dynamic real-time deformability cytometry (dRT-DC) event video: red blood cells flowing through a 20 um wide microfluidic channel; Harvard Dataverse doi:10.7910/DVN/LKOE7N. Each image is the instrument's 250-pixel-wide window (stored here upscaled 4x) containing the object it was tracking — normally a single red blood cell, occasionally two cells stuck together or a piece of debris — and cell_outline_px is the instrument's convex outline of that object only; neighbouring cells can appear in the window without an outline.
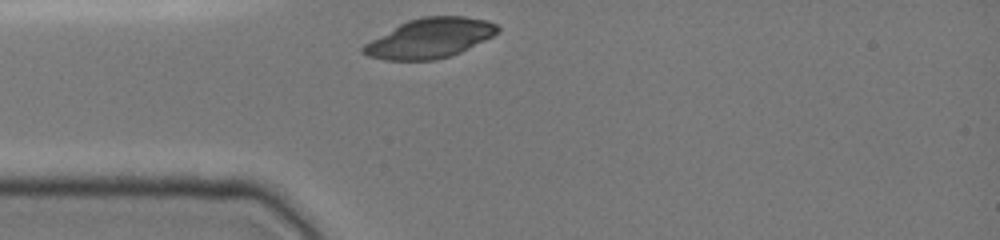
{"species": "common noctule bat (a hibernating species)", "species_latin": "Nyctalus noctula", "temperature_condition": "cold", "stored_images_in_passage": 28, "camera_frame_rate_fps": 3000, "um_per_image_px": 0.085, "animal": {"sex": "female", "body_mass_g": 19.0, "forearm_length_mm": 51.5}, "frame": {"image": 1, "passage_image": 1, "time_ms": 0.0, "image_size_px": [1000, 240], "cell_outline_px": [[500, 32], [460, 52], [436, 60], [384, 60], [368, 56], [360, 52], [360, 48], [364, 44], [400, 24], [408, 20], [420, 16], [464, 16], [488, 20], [496, 24], [500, 28]], "centroid_in_image_um": [36.53, 3.24], "position_along_channel_um": 48.5, "area_um2": 30.98}}
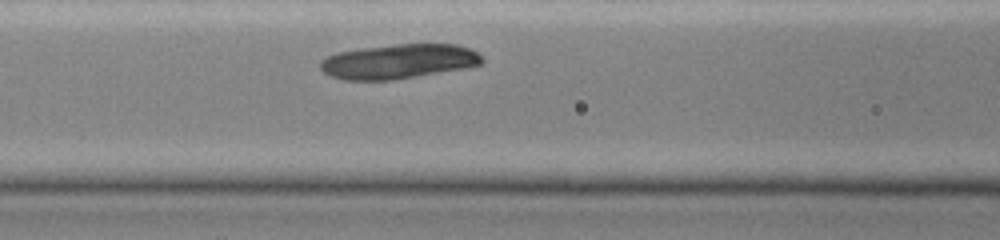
{"frame": {"image": 2, "passage_image": 8, "time_ms": 2.333, "image_size_px": [1000, 240], "cell_outline_px": [[484, 60], [480, 64], [464, 68], [392, 80], [344, 80], [332, 76], [324, 72], [320, 68], [320, 60], [336, 52], [360, 48], [396, 44], [456, 44], [472, 48]], "centroid_in_image_um": [33.86, 5.21], "position_along_channel_um": 132.7, "area_um2": 32.54}}
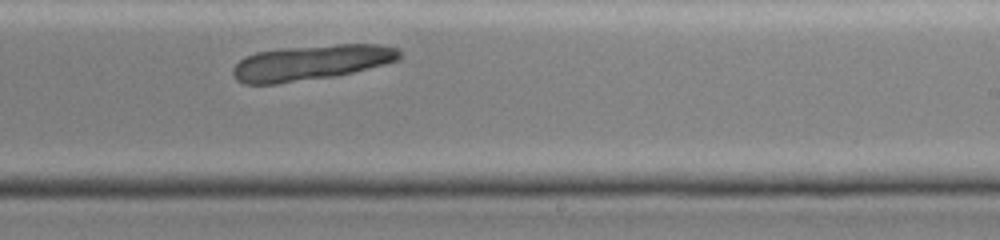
{"frame": {"image": 3, "passage_image": 18, "time_ms": 5.667, "image_size_px": [1000, 240], "cell_outline_px": [[400, 60], [336, 76], [276, 84], [244, 84], [236, 80], [232, 72], [232, 68], [244, 56], [256, 52], [284, 48], [336, 44], [380, 44], [400, 48]], "centroid_in_image_um": [26.44, 5.32], "position_along_channel_um": 262.6, "area_um2": 34.39}}